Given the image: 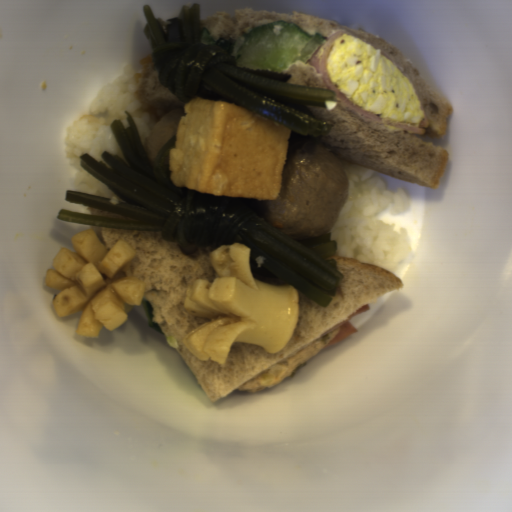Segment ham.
<instances>
[{"label":"ham","instance_id":"37f43c06","mask_svg":"<svg viewBox=\"0 0 512 512\" xmlns=\"http://www.w3.org/2000/svg\"><path fill=\"white\" fill-rule=\"evenodd\" d=\"M347 34L348 33L346 31H340L330 36L329 38L325 39L323 43L319 46V48L315 51V53L311 56V58L307 61L310 64H312L315 67V69L319 72V74L322 76L327 89L332 90L334 92V96L338 101H340L341 103H343L356 113L366 118H369L379 124L396 128L416 136L427 134L429 122L426 118L422 119L418 125H408L382 116L368 113L363 108L354 103L348 96H346L332 81V79L329 76L326 61L335 40Z\"/></svg>","mask_w":512,"mask_h":512},{"label":"ham","instance_id":"09b19980","mask_svg":"<svg viewBox=\"0 0 512 512\" xmlns=\"http://www.w3.org/2000/svg\"><path fill=\"white\" fill-rule=\"evenodd\" d=\"M369 310H370V306L367 303L364 306H362L359 309H357L354 312H352L349 315V317L345 320L343 325L340 327L337 335L326 346L334 345V344H336L338 342H341V341H343V340H345V339H347V338L357 334L358 330L351 323L352 322V318L355 315L362 314V313H365V312H369Z\"/></svg>","mask_w":512,"mask_h":512}]
</instances>
